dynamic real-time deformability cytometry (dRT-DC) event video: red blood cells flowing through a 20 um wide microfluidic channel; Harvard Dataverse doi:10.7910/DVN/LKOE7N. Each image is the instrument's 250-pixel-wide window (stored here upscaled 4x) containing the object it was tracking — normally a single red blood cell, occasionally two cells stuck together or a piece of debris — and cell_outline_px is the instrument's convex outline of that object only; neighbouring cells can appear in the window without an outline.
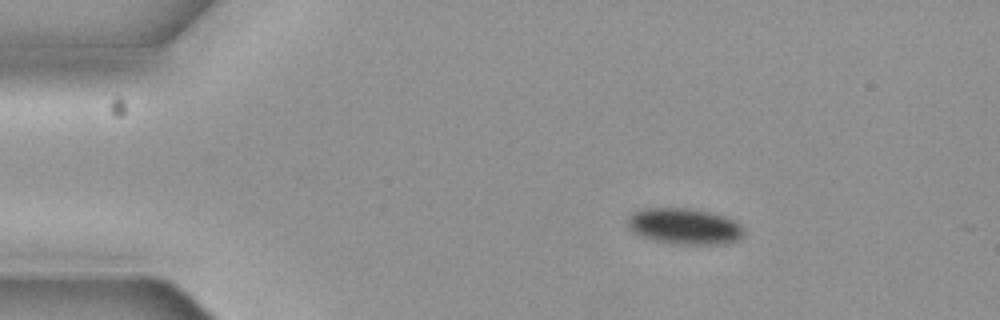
{"species": "common noctule bat (a hibernating species)", "species_latin": "Nyctalus noctula", "temperature_condition": "cold", "stored_images_in_passage": 3, "camera_frame_rate_fps": 3000, "um_per_image_px": 0.085, "animal": {"sex": "female", "body_mass_g": 19.3, "forearm_length_mm": 54.1}, "frame": {"image": 1, "passage_image": 2, "time_ms": 0.333, "image_size_px": [1000, 320], "cell_outline_px": [[744, 232], [740, 240], [728, 244], [672, 244], [652, 240], [640, 236], [632, 232], [628, 224], [628, 220], [632, 212], [648, 208], [688, 208], [708, 212], [724, 216], [740, 224], [744, 228]], "centroid_in_image_um": [58.19, 19.25], "position_along_channel_um": 26.8, "area_um2": 24.57}}